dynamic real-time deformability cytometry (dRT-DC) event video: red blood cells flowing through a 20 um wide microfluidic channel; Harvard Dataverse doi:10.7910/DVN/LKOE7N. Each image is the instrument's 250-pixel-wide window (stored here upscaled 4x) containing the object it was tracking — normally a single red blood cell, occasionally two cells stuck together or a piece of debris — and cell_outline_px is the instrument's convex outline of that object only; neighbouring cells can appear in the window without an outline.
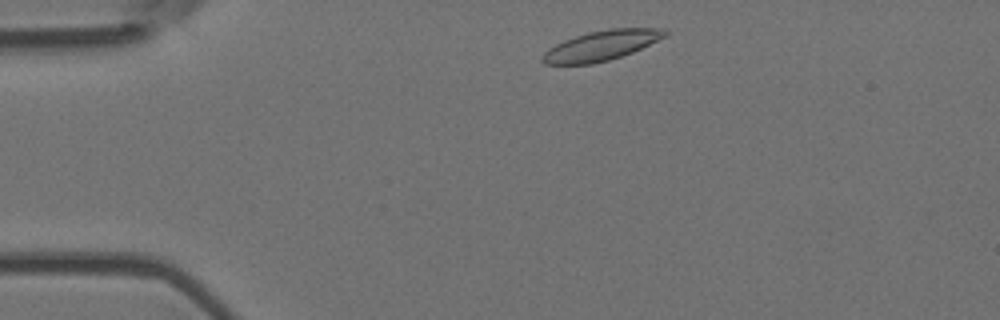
{"species": "Egyptian fruit bat (a non-hibernating species)", "species_latin": "Rousettus aegyptiacus", "temperature_condition": "room temperature", "stored_images_in_passage": 25, "camera_frame_rate_fps": 3000, "um_per_image_px": 0.085, "animal": {"sex": "female"}, "frame": {"image": 1, "passage_image": 3, "time_ms": 0.667, "image_size_px": [1000, 320], "cell_outline_px": [[668, 36], [632, 52], [608, 60], [592, 64], [544, 64], [540, 60], [540, 56], [548, 48], [564, 40], [588, 32], [608, 28], [660, 28], [668, 32]], "centroid_in_image_um": [51.09, 3.87], "position_along_channel_um": 33.9, "area_um2": 21.39}}
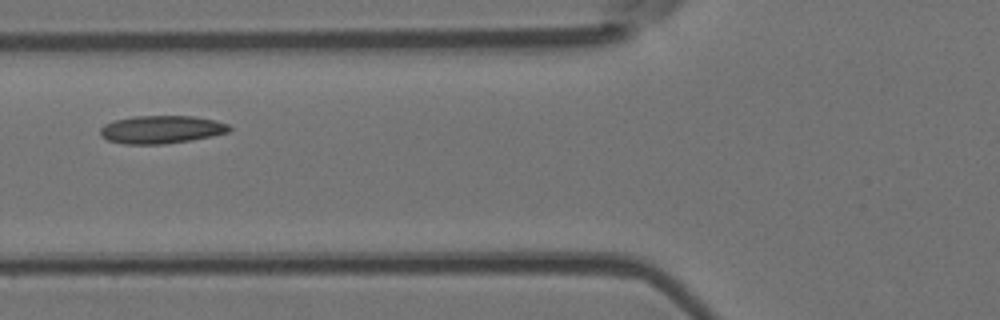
{"frame": {"image": 2, "passage_image": 13, "time_ms": 4.0, "image_size_px": [1000, 320], "cell_outline_px": [[232, 128], [228, 132], [212, 136], [164, 144], [124, 144], [108, 140], [100, 136], [100, 128], [104, 124], [116, 120], [132, 116], [192, 116], [212, 120], [228, 124]], "centroid_in_image_um": [13.68, 11.01], "position_along_channel_um": 112.1, "area_um2": 20.87}}
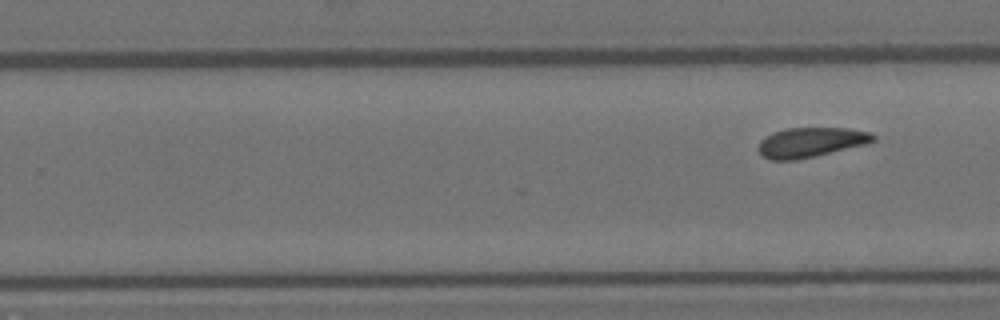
{"frame": {"image": 3, "passage_image": 25, "time_ms": 8.0, "image_size_px": [1000, 320], "cell_outline_px": [[876, 140], [868, 144], [796, 160], [768, 160], [756, 148], [760, 140], [772, 132], [788, 128], [848, 128], [872, 132], [876, 136]], "centroid_in_image_um": [68.93, 12.09], "position_along_channel_um": 260.9, "area_um2": 20.11}}